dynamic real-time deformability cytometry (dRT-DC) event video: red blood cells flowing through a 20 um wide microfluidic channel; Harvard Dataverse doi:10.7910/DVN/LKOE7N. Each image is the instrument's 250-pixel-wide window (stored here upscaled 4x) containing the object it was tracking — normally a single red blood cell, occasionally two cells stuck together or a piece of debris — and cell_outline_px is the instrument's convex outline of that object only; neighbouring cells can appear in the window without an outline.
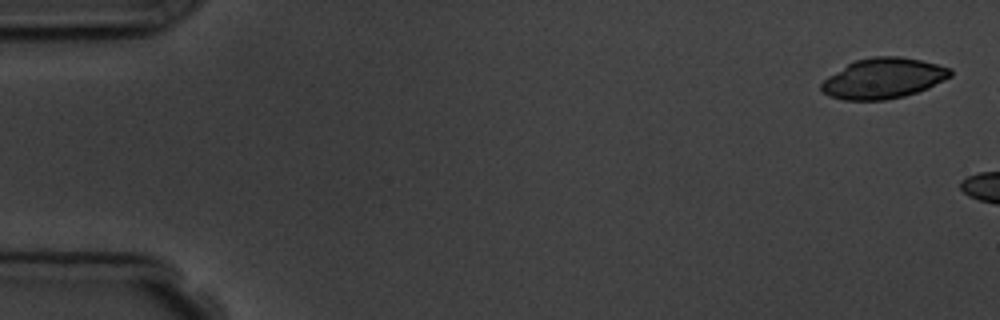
{"species": "common noctule bat (a hibernating species)", "species_latin": "Nyctalus noctula", "temperature_condition": "room temperature", "stored_images_in_passage": 3, "camera_frame_rate_fps": 3000, "um_per_image_px": 0.085, "animal": {"sex": "male", "body_mass_g": 19.5, "forearm_length_mm": 54.6}, "frame": {"image": 1, "passage_image": 1, "time_ms": 0.0, "image_size_px": [1000, 320], "cell_outline_px": [[952, 76], [928, 88], [904, 96], [884, 100], [844, 100], [828, 96], [820, 88], [820, 84], [828, 76], [848, 64], [856, 60], [872, 56], [900, 56], [920, 60], [952, 68]], "centroid_in_image_um": [75.08, 6.66], "position_along_channel_um": 9.9, "area_um2": 30.35}}